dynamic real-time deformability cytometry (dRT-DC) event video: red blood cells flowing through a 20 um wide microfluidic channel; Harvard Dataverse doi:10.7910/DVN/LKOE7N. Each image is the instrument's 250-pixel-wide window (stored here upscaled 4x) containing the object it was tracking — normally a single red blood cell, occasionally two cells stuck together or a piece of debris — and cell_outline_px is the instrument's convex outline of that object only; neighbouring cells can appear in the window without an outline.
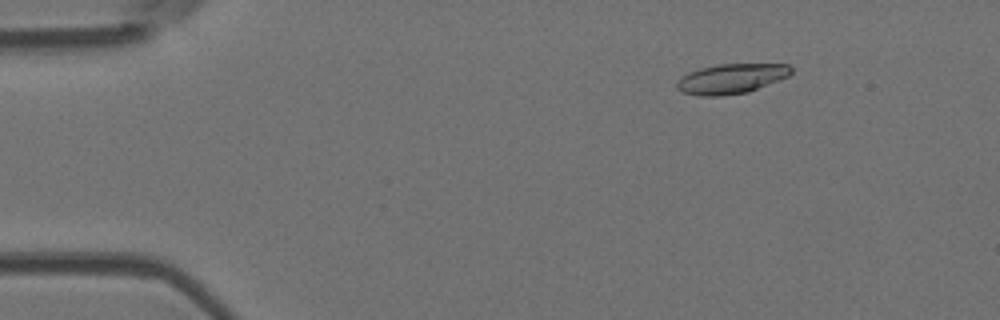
{"species": "Egyptian fruit bat (a non-hibernating species)", "species_latin": "Rousettus aegyptiacus", "temperature_condition": "room temperature", "stored_images_in_passage": 4, "camera_frame_rate_fps": 3000, "um_per_image_px": 0.085, "animal": {"sex": "female"}, "frame": {"image": 1, "passage_image": 3, "time_ms": 2.333, "image_size_px": [1000, 320], "cell_outline_px": [[792, 72], [788, 76], [748, 92], [720, 96], [700, 96], [680, 92], [676, 88], [676, 84], [680, 76], [688, 72], [700, 68], [716, 64], [788, 64], [792, 68]], "centroid_in_image_um": [62.1, 6.69], "position_along_channel_um": 22.9, "area_um2": 20.0}}